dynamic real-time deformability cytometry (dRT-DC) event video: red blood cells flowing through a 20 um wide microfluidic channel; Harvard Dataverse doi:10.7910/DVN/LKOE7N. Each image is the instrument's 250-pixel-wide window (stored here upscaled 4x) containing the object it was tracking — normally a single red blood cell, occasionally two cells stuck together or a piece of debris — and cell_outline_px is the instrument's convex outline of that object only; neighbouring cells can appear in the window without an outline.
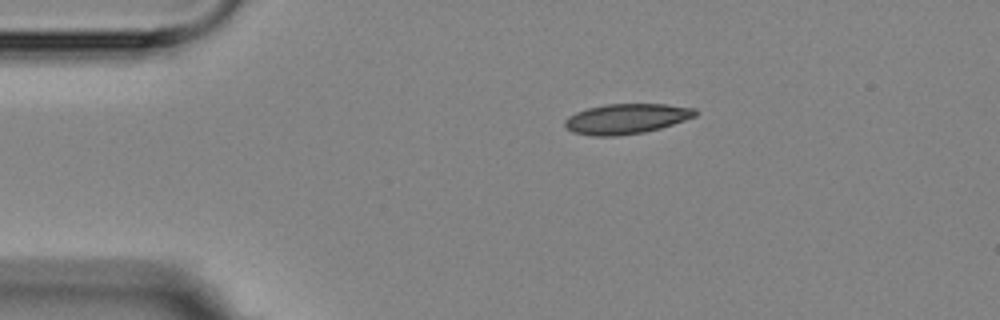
{"species": "Egyptian fruit bat (a non-hibernating species)", "species_latin": "Rousettus aegyptiacus", "temperature_condition": "room temperature", "stored_images_in_passage": 3, "camera_frame_rate_fps": 3000, "um_per_image_px": 0.085, "animal": {"sex": "female"}, "frame": {"image": 1, "passage_image": 1, "time_ms": 0.0, "image_size_px": [1000, 320], "cell_outline_px": [[696, 116], [660, 128], [644, 132], [616, 136], [592, 136], [572, 132], [564, 124], [564, 120], [568, 116], [576, 112], [588, 108], [604, 104], [664, 104], [696, 108]], "centroid_in_image_um": [53.21, 10.09], "position_along_channel_um": 31.8, "area_um2": 22.83}}